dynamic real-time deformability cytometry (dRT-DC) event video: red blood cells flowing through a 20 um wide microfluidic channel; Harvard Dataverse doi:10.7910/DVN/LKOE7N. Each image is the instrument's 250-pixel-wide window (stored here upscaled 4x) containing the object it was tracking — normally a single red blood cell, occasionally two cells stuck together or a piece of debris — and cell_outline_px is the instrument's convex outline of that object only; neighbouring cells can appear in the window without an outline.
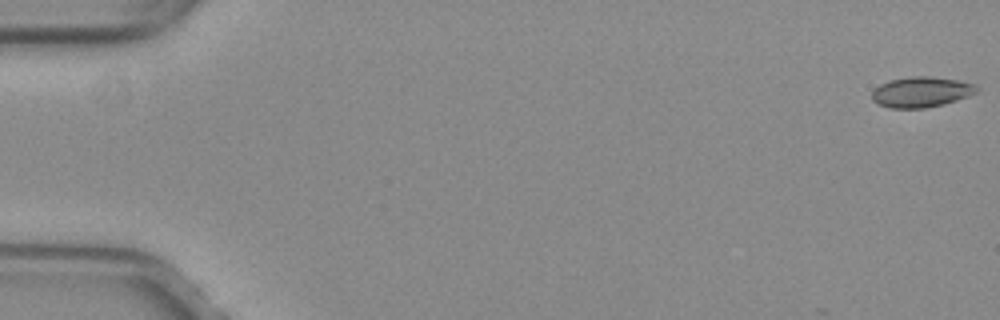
{"species": "common noctule bat (a hibernating species)", "species_latin": "Nyctalus noctula", "temperature_condition": "warm", "stored_images_in_passage": 14, "camera_frame_rate_fps": 3000, "um_per_image_px": 0.085, "animal": {"sex": "female", "body_mass_g": 29.2, "forearm_length_mm": 56.3}, "frame": {"image": 1, "passage_image": 1, "time_ms": 0.0, "image_size_px": [1000, 320], "cell_outline_px": [[980, 88], [976, 92], [968, 96], [944, 104], [924, 108], [888, 108], [876, 104], [872, 100], [872, 92], [880, 84], [888, 80], [912, 76], [932, 76], [960, 80], [976, 84]], "centroid_in_image_um": [78.3, 7.81], "position_along_channel_um": 6.7, "area_um2": 18.84}}
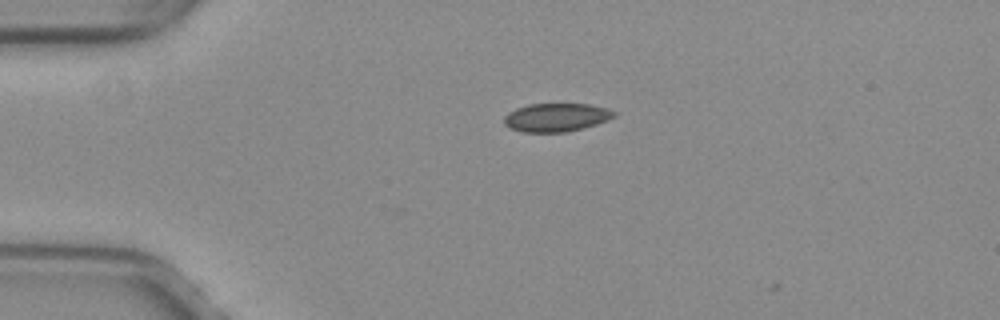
{"frame": {"image": 2, "passage_image": 13, "time_ms": 4.0, "image_size_px": [1000, 320], "cell_outline_px": [[616, 116], [608, 120], [584, 128], [564, 132], [520, 132], [504, 124], [504, 116], [508, 112], [516, 108], [528, 104], [588, 104], [608, 108], [616, 112]], "centroid_in_image_um": [47.29, 9.97], "position_along_channel_um": 37.7, "area_um2": 18.26}}